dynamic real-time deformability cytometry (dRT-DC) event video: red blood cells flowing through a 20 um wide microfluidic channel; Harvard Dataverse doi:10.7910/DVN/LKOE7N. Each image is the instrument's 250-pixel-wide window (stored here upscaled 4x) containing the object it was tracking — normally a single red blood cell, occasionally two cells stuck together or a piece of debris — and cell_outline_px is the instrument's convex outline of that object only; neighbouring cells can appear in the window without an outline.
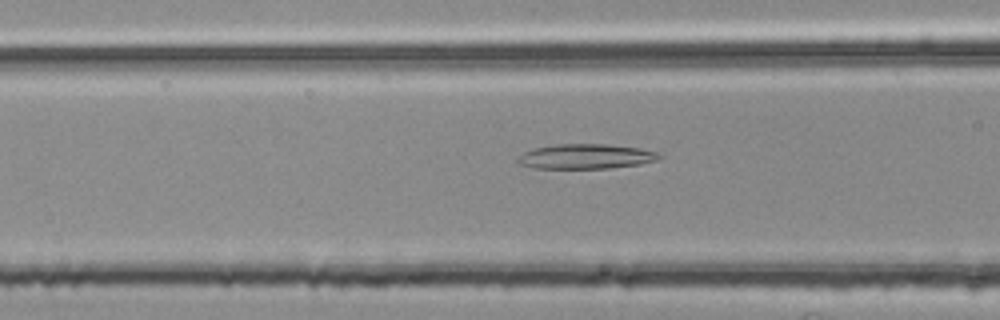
{"species": "common noctule bat (a hibernating species)", "species_latin": "Nyctalus noctula", "temperature_condition": "room temperature", "stored_images_in_passage": 18, "camera_frame_rate_fps": 3000, "um_per_image_px": 0.085, "animal": {"sex": "female", "body_mass_g": 25.1}, "frame": {"image": 1, "passage_image": 16, "time_ms": 5.0, "image_size_px": [1000, 320], "cell_outline_px": [[664, 156], [656, 160], [636, 164], [608, 168], [532, 168], [516, 164], [516, 160], [524, 152], [536, 148], [556, 144], [604, 144], [636, 148], [656, 152]], "centroid_in_image_um": [49.72, 13.3], "position_along_channel_um": 116.9, "area_um2": 20.17}}